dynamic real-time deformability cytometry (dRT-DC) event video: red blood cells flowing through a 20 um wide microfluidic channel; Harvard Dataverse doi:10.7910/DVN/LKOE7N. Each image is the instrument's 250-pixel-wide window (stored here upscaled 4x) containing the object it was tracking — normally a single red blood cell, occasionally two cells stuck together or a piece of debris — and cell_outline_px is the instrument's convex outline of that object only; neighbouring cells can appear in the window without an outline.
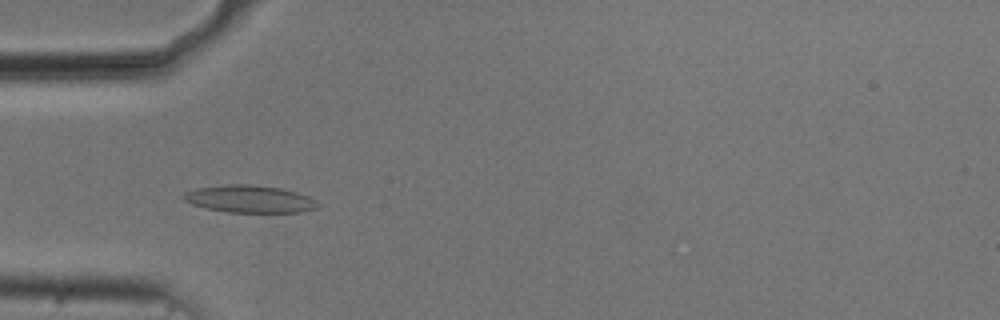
{"species": "common noctule bat (a hibernating species)", "species_latin": "Nyctalus noctula", "temperature_condition": "cold", "stored_images_in_passage": 54, "camera_frame_rate_fps": 3000, "um_per_image_px": 0.085, "animal": {"sex": "male", "body_mass_g": 20.5, "forearm_length_mm": 52.5}, "frame": {"image": 1, "passage_image": 17, "time_ms": 5.333, "image_size_px": [1000, 320], "cell_outline_px": [[320, 204], [316, 208], [300, 212], [228, 212], [208, 208], [192, 204], [184, 200], [184, 196], [188, 192], [196, 188], [228, 184], [248, 184], [280, 188], [296, 192], [308, 196], [316, 200]], "centroid_in_image_um": [21.26, 16.91], "position_along_channel_um": 63.7, "area_um2": 21.1}}
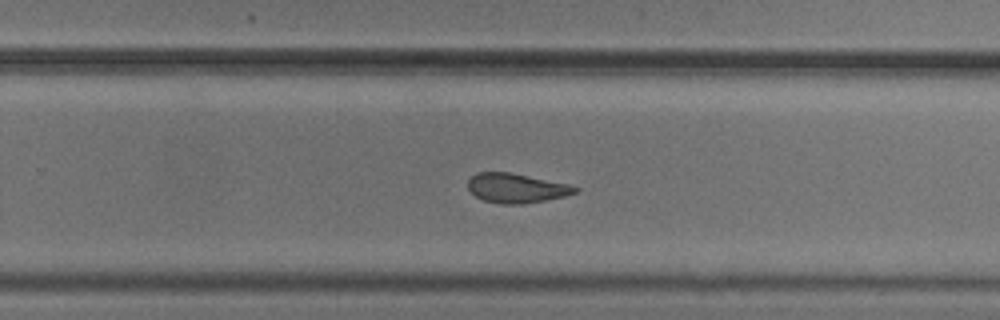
{"frame": {"image": 2, "passage_image": 35, "time_ms": 11.333, "image_size_px": [1000, 320], "cell_outline_px": [[580, 192], [564, 196], [544, 200], [520, 204], [500, 204], [484, 200], [476, 196], [468, 188], [468, 180], [476, 172], [512, 172], [568, 184], [580, 188]], "centroid_in_image_um": [43.9, 15.98], "position_along_channel_um": 285.9, "area_um2": 18.38}}
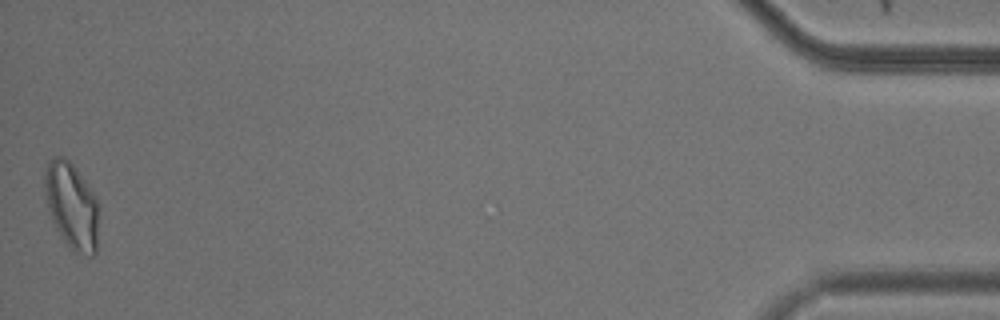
{"frame": {"image": 3, "passage_image": 54, "time_ms": 17.667, "image_size_px": [1000, 320], "cell_outline_px": [[96, 252], [92, 256], [76, 252], [64, 240], [56, 228], [52, 220], [48, 208], [44, 192], [44, 168], [48, 160], [52, 156], [64, 156], [76, 168], [88, 184], [96, 196]], "centroid_in_image_um": [6.04, 17.4], "position_along_channel_um": 429.2, "area_um2": 26.88}, "authors_computed_cell_mechanics": {"area_um2": 20.4034, "velocity_mm_per_s": 3.7214, "shape_relaxation_time_tau1_ms": null, "shape_relaxation_time_tau2_ms": 3.1992, "deformation_change_tau1": null, "deformation_change_tau2": 0.1102}}